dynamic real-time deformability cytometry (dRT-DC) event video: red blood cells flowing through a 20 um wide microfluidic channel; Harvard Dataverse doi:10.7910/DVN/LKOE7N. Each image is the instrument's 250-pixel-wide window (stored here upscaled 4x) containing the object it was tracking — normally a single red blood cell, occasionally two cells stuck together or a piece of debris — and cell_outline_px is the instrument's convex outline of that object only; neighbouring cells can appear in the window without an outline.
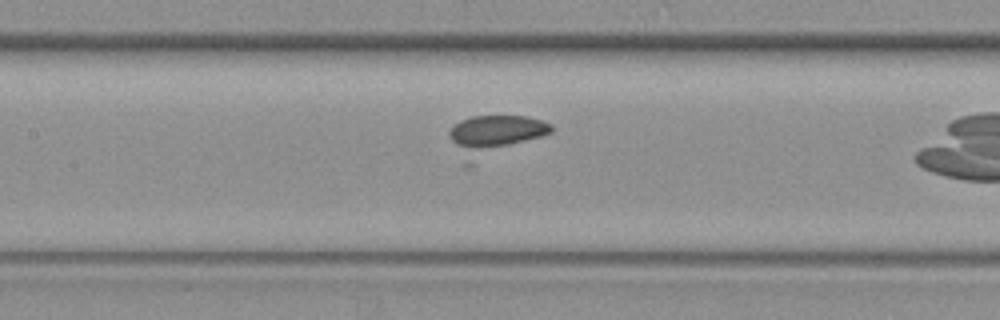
{"species": "common noctule bat (a hibernating species)", "species_latin": "Nyctalus noctula", "temperature_condition": "warm", "stored_images_in_passage": 17, "camera_frame_rate_fps": 3000, "um_per_image_px": 0.085, "animal": {"sex": "female", "body_mass_g": 19.3, "forearm_length_mm": 54.1}, "frame": {"image": 1, "passage_image": 11, "time_ms": 3.333, "image_size_px": [1000, 320], "cell_outline_px": [[552, 132], [540, 136], [508, 144], [472, 148], [464, 148], [456, 144], [452, 140], [448, 132], [460, 120], [472, 116], [528, 116], [552, 124]], "centroid_in_image_um": [42.23, 11.1], "position_along_channel_um": 165.2, "area_um2": 18.09}}